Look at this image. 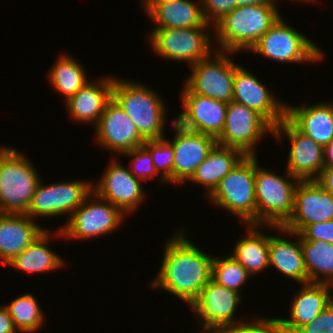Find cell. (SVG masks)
I'll return each instance as SVG.
<instances>
[{
  "label": "cell",
  "instance_id": "1",
  "mask_svg": "<svg viewBox=\"0 0 333 333\" xmlns=\"http://www.w3.org/2000/svg\"><path fill=\"white\" fill-rule=\"evenodd\" d=\"M186 236L181 229L166 241L159 273L150 288L169 292L190 307L211 280L214 256L202 252Z\"/></svg>",
  "mask_w": 333,
  "mask_h": 333
},
{
  "label": "cell",
  "instance_id": "2",
  "mask_svg": "<svg viewBox=\"0 0 333 333\" xmlns=\"http://www.w3.org/2000/svg\"><path fill=\"white\" fill-rule=\"evenodd\" d=\"M280 17L277 5L236 7L213 26L218 44L214 48L235 54L249 52Z\"/></svg>",
  "mask_w": 333,
  "mask_h": 333
},
{
  "label": "cell",
  "instance_id": "3",
  "mask_svg": "<svg viewBox=\"0 0 333 333\" xmlns=\"http://www.w3.org/2000/svg\"><path fill=\"white\" fill-rule=\"evenodd\" d=\"M112 98L129 116L145 140L165 138L167 106L152 87L114 76Z\"/></svg>",
  "mask_w": 333,
  "mask_h": 333
},
{
  "label": "cell",
  "instance_id": "4",
  "mask_svg": "<svg viewBox=\"0 0 333 333\" xmlns=\"http://www.w3.org/2000/svg\"><path fill=\"white\" fill-rule=\"evenodd\" d=\"M22 154L14 147L0 146V213L26 214L42 179Z\"/></svg>",
  "mask_w": 333,
  "mask_h": 333
},
{
  "label": "cell",
  "instance_id": "5",
  "mask_svg": "<svg viewBox=\"0 0 333 333\" xmlns=\"http://www.w3.org/2000/svg\"><path fill=\"white\" fill-rule=\"evenodd\" d=\"M257 161L255 155L256 224L282 227L293 213L294 192L300 180L287 170L285 176L278 175Z\"/></svg>",
  "mask_w": 333,
  "mask_h": 333
},
{
  "label": "cell",
  "instance_id": "6",
  "mask_svg": "<svg viewBox=\"0 0 333 333\" xmlns=\"http://www.w3.org/2000/svg\"><path fill=\"white\" fill-rule=\"evenodd\" d=\"M207 199L237 216L245 226L256 224L255 155H246Z\"/></svg>",
  "mask_w": 333,
  "mask_h": 333
},
{
  "label": "cell",
  "instance_id": "7",
  "mask_svg": "<svg viewBox=\"0 0 333 333\" xmlns=\"http://www.w3.org/2000/svg\"><path fill=\"white\" fill-rule=\"evenodd\" d=\"M249 52L286 64L320 63L325 55L316 43L288 25L282 16Z\"/></svg>",
  "mask_w": 333,
  "mask_h": 333
},
{
  "label": "cell",
  "instance_id": "8",
  "mask_svg": "<svg viewBox=\"0 0 333 333\" xmlns=\"http://www.w3.org/2000/svg\"><path fill=\"white\" fill-rule=\"evenodd\" d=\"M125 216L119 208L92 191L55 234L74 240L98 238L114 232L125 221Z\"/></svg>",
  "mask_w": 333,
  "mask_h": 333
},
{
  "label": "cell",
  "instance_id": "9",
  "mask_svg": "<svg viewBox=\"0 0 333 333\" xmlns=\"http://www.w3.org/2000/svg\"><path fill=\"white\" fill-rule=\"evenodd\" d=\"M210 28H162L149 31V45L155 55L172 62H186L189 67L213 52ZM207 31V32H206Z\"/></svg>",
  "mask_w": 333,
  "mask_h": 333
},
{
  "label": "cell",
  "instance_id": "10",
  "mask_svg": "<svg viewBox=\"0 0 333 333\" xmlns=\"http://www.w3.org/2000/svg\"><path fill=\"white\" fill-rule=\"evenodd\" d=\"M232 55V52L215 50L208 58L194 63L189 67L192 73L184 86L191 93L228 104L233 99V80L240 66Z\"/></svg>",
  "mask_w": 333,
  "mask_h": 333
},
{
  "label": "cell",
  "instance_id": "11",
  "mask_svg": "<svg viewBox=\"0 0 333 333\" xmlns=\"http://www.w3.org/2000/svg\"><path fill=\"white\" fill-rule=\"evenodd\" d=\"M92 181L71 180L44 184L39 182L26 212L31 219L70 215L92 193ZM44 184V185H43Z\"/></svg>",
  "mask_w": 333,
  "mask_h": 333
},
{
  "label": "cell",
  "instance_id": "12",
  "mask_svg": "<svg viewBox=\"0 0 333 333\" xmlns=\"http://www.w3.org/2000/svg\"><path fill=\"white\" fill-rule=\"evenodd\" d=\"M273 126L257 111L230 101L227 104L223 132L217 144L237 148L245 155H256L258 141L267 134L273 135Z\"/></svg>",
  "mask_w": 333,
  "mask_h": 333
},
{
  "label": "cell",
  "instance_id": "13",
  "mask_svg": "<svg viewBox=\"0 0 333 333\" xmlns=\"http://www.w3.org/2000/svg\"><path fill=\"white\" fill-rule=\"evenodd\" d=\"M241 298V294L211 279L190 306L194 317L203 327L202 333H218L226 326L241 322L235 319Z\"/></svg>",
  "mask_w": 333,
  "mask_h": 333
},
{
  "label": "cell",
  "instance_id": "14",
  "mask_svg": "<svg viewBox=\"0 0 333 333\" xmlns=\"http://www.w3.org/2000/svg\"><path fill=\"white\" fill-rule=\"evenodd\" d=\"M290 140L286 170L299 180H316L324 168V147L300 132L287 118L273 128L279 142ZM283 136V137H282Z\"/></svg>",
  "mask_w": 333,
  "mask_h": 333
},
{
  "label": "cell",
  "instance_id": "15",
  "mask_svg": "<svg viewBox=\"0 0 333 333\" xmlns=\"http://www.w3.org/2000/svg\"><path fill=\"white\" fill-rule=\"evenodd\" d=\"M105 168L101 178L92 184L93 192L101 199L119 208L126 216L138 210L144 202L145 191L141 180L114 157Z\"/></svg>",
  "mask_w": 333,
  "mask_h": 333
},
{
  "label": "cell",
  "instance_id": "16",
  "mask_svg": "<svg viewBox=\"0 0 333 333\" xmlns=\"http://www.w3.org/2000/svg\"><path fill=\"white\" fill-rule=\"evenodd\" d=\"M333 220V197L317 180H300L294 192V210L282 228L299 233L306 225Z\"/></svg>",
  "mask_w": 333,
  "mask_h": 333
},
{
  "label": "cell",
  "instance_id": "17",
  "mask_svg": "<svg viewBox=\"0 0 333 333\" xmlns=\"http://www.w3.org/2000/svg\"><path fill=\"white\" fill-rule=\"evenodd\" d=\"M97 145L119 155L143 146L146 141L124 110L112 98L94 129Z\"/></svg>",
  "mask_w": 333,
  "mask_h": 333
},
{
  "label": "cell",
  "instance_id": "18",
  "mask_svg": "<svg viewBox=\"0 0 333 333\" xmlns=\"http://www.w3.org/2000/svg\"><path fill=\"white\" fill-rule=\"evenodd\" d=\"M180 96L184 109L178 113L175 121L188 130L217 139L223 132L227 103L191 93L185 86Z\"/></svg>",
  "mask_w": 333,
  "mask_h": 333
},
{
  "label": "cell",
  "instance_id": "19",
  "mask_svg": "<svg viewBox=\"0 0 333 333\" xmlns=\"http://www.w3.org/2000/svg\"><path fill=\"white\" fill-rule=\"evenodd\" d=\"M174 138H165L174 150V184L182 185L195 173L197 167L207 158L217 144L213 136L188 130L173 121Z\"/></svg>",
  "mask_w": 333,
  "mask_h": 333
},
{
  "label": "cell",
  "instance_id": "20",
  "mask_svg": "<svg viewBox=\"0 0 333 333\" xmlns=\"http://www.w3.org/2000/svg\"><path fill=\"white\" fill-rule=\"evenodd\" d=\"M266 86L240 65L233 80L232 101L257 111L275 127L286 118L287 103L279 101Z\"/></svg>",
  "mask_w": 333,
  "mask_h": 333
},
{
  "label": "cell",
  "instance_id": "21",
  "mask_svg": "<svg viewBox=\"0 0 333 333\" xmlns=\"http://www.w3.org/2000/svg\"><path fill=\"white\" fill-rule=\"evenodd\" d=\"M99 80L88 81L66 103L69 116L82 124L95 126L104 113L107 103L112 99L114 76L99 77Z\"/></svg>",
  "mask_w": 333,
  "mask_h": 333
},
{
  "label": "cell",
  "instance_id": "22",
  "mask_svg": "<svg viewBox=\"0 0 333 333\" xmlns=\"http://www.w3.org/2000/svg\"><path fill=\"white\" fill-rule=\"evenodd\" d=\"M302 285L292 298L289 318L278 317L287 333H296L333 302L330 284L309 282Z\"/></svg>",
  "mask_w": 333,
  "mask_h": 333
},
{
  "label": "cell",
  "instance_id": "23",
  "mask_svg": "<svg viewBox=\"0 0 333 333\" xmlns=\"http://www.w3.org/2000/svg\"><path fill=\"white\" fill-rule=\"evenodd\" d=\"M43 226L26 214L0 213V262L10 263L43 231Z\"/></svg>",
  "mask_w": 333,
  "mask_h": 333
},
{
  "label": "cell",
  "instance_id": "24",
  "mask_svg": "<svg viewBox=\"0 0 333 333\" xmlns=\"http://www.w3.org/2000/svg\"><path fill=\"white\" fill-rule=\"evenodd\" d=\"M197 1V2H196ZM177 0L162 4H143L144 12L147 13L150 22L155 24L153 29L162 28H213L206 23L201 0Z\"/></svg>",
  "mask_w": 333,
  "mask_h": 333
},
{
  "label": "cell",
  "instance_id": "25",
  "mask_svg": "<svg viewBox=\"0 0 333 333\" xmlns=\"http://www.w3.org/2000/svg\"><path fill=\"white\" fill-rule=\"evenodd\" d=\"M286 118L303 134L325 147L333 141V103L286 104Z\"/></svg>",
  "mask_w": 333,
  "mask_h": 333
},
{
  "label": "cell",
  "instance_id": "26",
  "mask_svg": "<svg viewBox=\"0 0 333 333\" xmlns=\"http://www.w3.org/2000/svg\"><path fill=\"white\" fill-rule=\"evenodd\" d=\"M267 228L285 233V236L295 235L297 239L292 241L284 236L269 235V268L274 267L279 273L299 284L308 283L300 235L275 225H268Z\"/></svg>",
  "mask_w": 333,
  "mask_h": 333
},
{
  "label": "cell",
  "instance_id": "27",
  "mask_svg": "<svg viewBox=\"0 0 333 333\" xmlns=\"http://www.w3.org/2000/svg\"><path fill=\"white\" fill-rule=\"evenodd\" d=\"M245 156L237 148L216 144L188 181L206 187L204 193L207 197Z\"/></svg>",
  "mask_w": 333,
  "mask_h": 333
},
{
  "label": "cell",
  "instance_id": "28",
  "mask_svg": "<svg viewBox=\"0 0 333 333\" xmlns=\"http://www.w3.org/2000/svg\"><path fill=\"white\" fill-rule=\"evenodd\" d=\"M261 228L265 225L247 224L246 234L237 241L230 254L252 277L269 267V235Z\"/></svg>",
  "mask_w": 333,
  "mask_h": 333
},
{
  "label": "cell",
  "instance_id": "29",
  "mask_svg": "<svg viewBox=\"0 0 333 333\" xmlns=\"http://www.w3.org/2000/svg\"><path fill=\"white\" fill-rule=\"evenodd\" d=\"M53 233L45 230L20 254H18L8 266H12L23 273L41 274L64 267V260L49 248ZM52 236V237H51Z\"/></svg>",
  "mask_w": 333,
  "mask_h": 333
},
{
  "label": "cell",
  "instance_id": "30",
  "mask_svg": "<svg viewBox=\"0 0 333 333\" xmlns=\"http://www.w3.org/2000/svg\"><path fill=\"white\" fill-rule=\"evenodd\" d=\"M60 55L49 69L48 81L55 91H59L67 101L74 96L89 80L85 68L71 55Z\"/></svg>",
  "mask_w": 333,
  "mask_h": 333
},
{
  "label": "cell",
  "instance_id": "31",
  "mask_svg": "<svg viewBox=\"0 0 333 333\" xmlns=\"http://www.w3.org/2000/svg\"><path fill=\"white\" fill-rule=\"evenodd\" d=\"M301 246L308 283L331 284L333 282V245L322 240H301Z\"/></svg>",
  "mask_w": 333,
  "mask_h": 333
},
{
  "label": "cell",
  "instance_id": "32",
  "mask_svg": "<svg viewBox=\"0 0 333 333\" xmlns=\"http://www.w3.org/2000/svg\"><path fill=\"white\" fill-rule=\"evenodd\" d=\"M9 304L8 309L15 328L19 333H36L44 324V312L33 294L17 295Z\"/></svg>",
  "mask_w": 333,
  "mask_h": 333
},
{
  "label": "cell",
  "instance_id": "33",
  "mask_svg": "<svg viewBox=\"0 0 333 333\" xmlns=\"http://www.w3.org/2000/svg\"><path fill=\"white\" fill-rule=\"evenodd\" d=\"M250 278L249 272L230 254L225 258L214 255L211 279L217 284L241 294V286Z\"/></svg>",
  "mask_w": 333,
  "mask_h": 333
},
{
  "label": "cell",
  "instance_id": "34",
  "mask_svg": "<svg viewBox=\"0 0 333 333\" xmlns=\"http://www.w3.org/2000/svg\"><path fill=\"white\" fill-rule=\"evenodd\" d=\"M143 146L150 152L160 183L174 184V150L165 139L146 140Z\"/></svg>",
  "mask_w": 333,
  "mask_h": 333
},
{
  "label": "cell",
  "instance_id": "35",
  "mask_svg": "<svg viewBox=\"0 0 333 333\" xmlns=\"http://www.w3.org/2000/svg\"><path fill=\"white\" fill-rule=\"evenodd\" d=\"M218 333H287L282 323L276 318L256 317L237 324L226 326Z\"/></svg>",
  "mask_w": 333,
  "mask_h": 333
},
{
  "label": "cell",
  "instance_id": "36",
  "mask_svg": "<svg viewBox=\"0 0 333 333\" xmlns=\"http://www.w3.org/2000/svg\"><path fill=\"white\" fill-rule=\"evenodd\" d=\"M126 156H130L131 169L129 171L139 180H150L157 177V172L153 165V159L150 152L144 147L140 146L135 149H131L124 153ZM132 162V163H131Z\"/></svg>",
  "mask_w": 333,
  "mask_h": 333
},
{
  "label": "cell",
  "instance_id": "37",
  "mask_svg": "<svg viewBox=\"0 0 333 333\" xmlns=\"http://www.w3.org/2000/svg\"><path fill=\"white\" fill-rule=\"evenodd\" d=\"M201 6L206 23L214 26L237 7V0H201Z\"/></svg>",
  "mask_w": 333,
  "mask_h": 333
},
{
  "label": "cell",
  "instance_id": "38",
  "mask_svg": "<svg viewBox=\"0 0 333 333\" xmlns=\"http://www.w3.org/2000/svg\"><path fill=\"white\" fill-rule=\"evenodd\" d=\"M298 234L301 240H322L333 245V220L306 225Z\"/></svg>",
  "mask_w": 333,
  "mask_h": 333
},
{
  "label": "cell",
  "instance_id": "39",
  "mask_svg": "<svg viewBox=\"0 0 333 333\" xmlns=\"http://www.w3.org/2000/svg\"><path fill=\"white\" fill-rule=\"evenodd\" d=\"M296 333H333V302Z\"/></svg>",
  "mask_w": 333,
  "mask_h": 333
},
{
  "label": "cell",
  "instance_id": "40",
  "mask_svg": "<svg viewBox=\"0 0 333 333\" xmlns=\"http://www.w3.org/2000/svg\"><path fill=\"white\" fill-rule=\"evenodd\" d=\"M19 332L13 323L8 309L0 306V333H17Z\"/></svg>",
  "mask_w": 333,
  "mask_h": 333
},
{
  "label": "cell",
  "instance_id": "41",
  "mask_svg": "<svg viewBox=\"0 0 333 333\" xmlns=\"http://www.w3.org/2000/svg\"><path fill=\"white\" fill-rule=\"evenodd\" d=\"M316 180L333 197V168H323Z\"/></svg>",
  "mask_w": 333,
  "mask_h": 333
},
{
  "label": "cell",
  "instance_id": "42",
  "mask_svg": "<svg viewBox=\"0 0 333 333\" xmlns=\"http://www.w3.org/2000/svg\"><path fill=\"white\" fill-rule=\"evenodd\" d=\"M324 168H333V141L324 147Z\"/></svg>",
  "mask_w": 333,
  "mask_h": 333
},
{
  "label": "cell",
  "instance_id": "43",
  "mask_svg": "<svg viewBox=\"0 0 333 333\" xmlns=\"http://www.w3.org/2000/svg\"><path fill=\"white\" fill-rule=\"evenodd\" d=\"M277 0H237V7L250 5H277Z\"/></svg>",
  "mask_w": 333,
  "mask_h": 333
},
{
  "label": "cell",
  "instance_id": "44",
  "mask_svg": "<svg viewBox=\"0 0 333 333\" xmlns=\"http://www.w3.org/2000/svg\"><path fill=\"white\" fill-rule=\"evenodd\" d=\"M177 0H147L144 4H162V3H170Z\"/></svg>",
  "mask_w": 333,
  "mask_h": 333
},
{
  "label": "cell",
  "instance_id": "45",
  "mask_svg": "<svg viewBox=\"0 0 333 333\" xmlns=\"http://www.w3.org/2000/svg\"><path fill=\"white\" fill-rule=\"evenodd\" d=\"M302 2H305V3H314L315 4V2L317 3V2H319V0H302Z\"/></svg>",
  "mask_w": 333,
  "mask_h": 333
},
{
  "label": "cell",
  "instance_id": "46",
  "mask_svg": "<svg viewBox=\"0 0 333 333\" xmlns=\"http://www.w3.org/2000/svg\"><path fill=\"white\" fill-rule=\"evenodd\" d=\"M331 289L333 290V282L330 284Z\"/></svg>",
  "mask_w": 333,
  "mask_h": 333
}]
</instances>
